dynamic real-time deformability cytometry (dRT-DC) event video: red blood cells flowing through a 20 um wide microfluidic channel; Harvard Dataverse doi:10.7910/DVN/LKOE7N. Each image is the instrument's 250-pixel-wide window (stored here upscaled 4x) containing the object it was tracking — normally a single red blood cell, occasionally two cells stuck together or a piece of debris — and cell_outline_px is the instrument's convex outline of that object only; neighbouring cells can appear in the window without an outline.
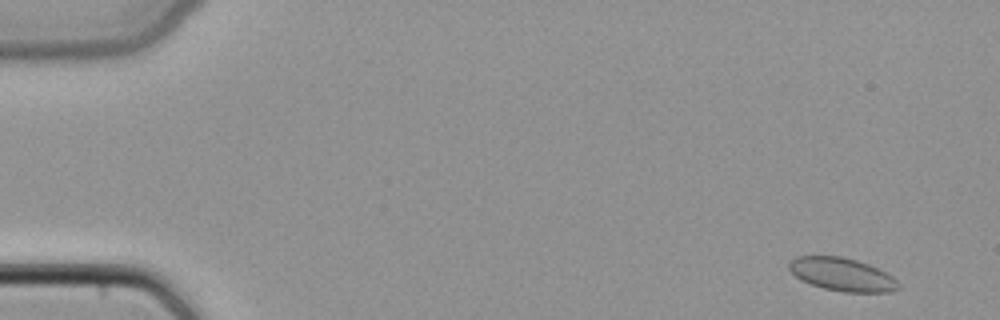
{"species": "common noctule bat (a hibernating species)", "species_latin": "Nyctalus noctula", "temperature_condition": "cold", "stored_images_in_passage": 48, "camera_frame_rate_fps": 3000, "um_per_image_px": 0.085, "animal": {"sex": "female", "body_mass_g": 22.7, "forearm_length_mm": 54.2}, "frame": {"image": 1, "passage_image": 3, "time_ms": 0.667, "image_size_px": [1000, 320], "cell_outline_px": [[900, 288], [892, 292], [844, 292], [824, 288], [812, 284], [796, 276], [788, 268], [788, 264], [796, 256], [840, 256], [856, 260], [868, 264], [892, 276], [900, 284]], "centroid_in_image_um": [71.6, 23.33], "position_along_channel_um": 13.4, "area_um2": 20.87}}
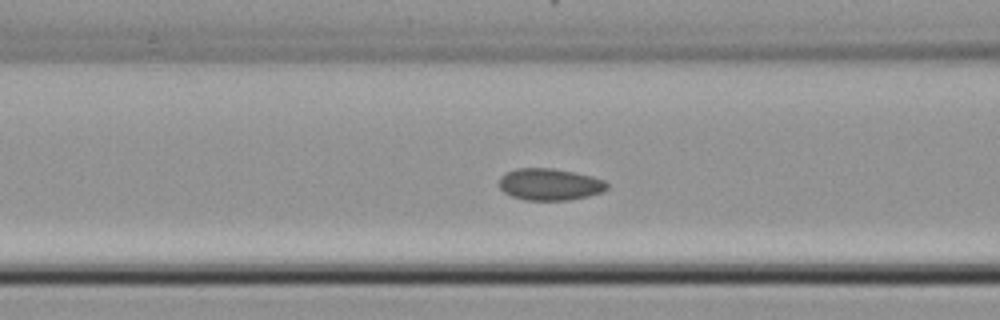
{"frame": {"image": 2, "passage_image": 20, "time_ms": 6.333, "image_size_px": [1000, 320], "cell_outline_px": [[608, 188], [604, 192], [588, 196], [568, 200], [524, 200], [512, 196], [504, 192], [500, 188], [500, 176], [504, 172], [516, 168], [552, 168], [576, 172], [592, 176], [604, 180], [608, 184]], "centroid_in_image_um": [46.74, 15.66], "position_along_channel_um": 119.9, "area_um2": 20.23}}
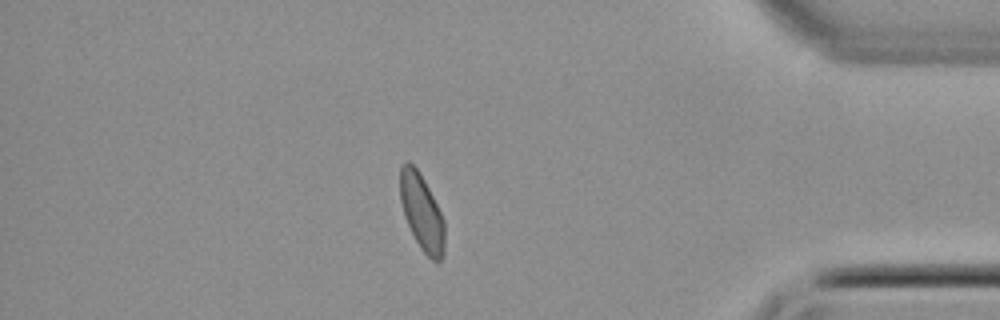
{"frame": {"image": 3, "passage_image": 42, "time_ms": 13.667, "image_size_px": [1000, 320], "cell_outline_px": [[444, 252], [440, 260], [432, 260], [420, 248], [404, 216], [400, 200], [400, 168], [408, 160], [420, 172], [444, 220]], "centroid_in_image_um": [35.84, 18.03], "position_along_channel_um": 399.4, "area_um2": 19.42}}